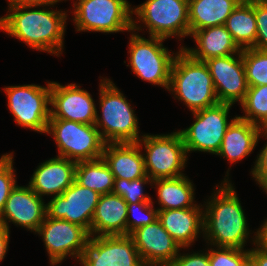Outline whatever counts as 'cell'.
<instances>
[{"label":"cell","instance_id":"484cf974","mask_svg":"<svg viewBox=\"0 0 267 266\" xmlns=\"http://www.w3.org/2000/svg\"><path fill=\"white\" fill-rule=\"evenodd\" d=\"M224 25L241 49L253 48L257 34L255 0L241 1Z\"/></svg>","mask_w":267,"mask_h":266},{"label":"cell","instance_id":"7a4b0ae2","mask_svg":"<svg viewBox=\"0 0 267 266\" xmlns=\"http://www.w3.org/2000/svg\"><path fill=\"white\" fill-rule=\"evenodd\" d=\"M225 179L207 202L202 232L211 245L243 249L250 231L236 191Z\"/></svg>","mask_w":267,"mask_h":266},{"label":"cell","instance_id":"ac0fdd59","mask_svg":"<svg viewBox=\"0 0 267 266\" xmlns=\"http://www.w3.org/2000/svg\"><path fill=\"white\" fill-rule=\"evenodd\" d=\"M47 215L43 199L29 186L16 185L11 191L0 215V225L9 231L8 222H13L36 232Z\"/></svg>","mask_w":267,"mask_h":266},{"label":"cell","instance_id":"60d3db41","mask_svg":"<svg viewBox=\"0 0 267 266\" xmlns=\"http://www.w3.org/2000/svg\"><path fill=\"white\" fill-rule=\"evenodd\" d=\"M9 231L0 225V262L4 259L9 243Z\"/></svg>","mask_w":267,"mask_h":266},{"label":"cell","instance_id":"8d00e7d4","mask_svg":"<svg viewBox=\"0 0 267 266\" xmlns=\"http://www.w3.org/2000/svg\"><path fill=\"white\" fill-rule=\"evenodd\" d=\"M169 266H211L208 253H192L177 255Z\"/></svg>","mask_w":267,"mask_h":266},{"label":"cell","instance_id":"9c48e42d","mask_svg":"<svg viewBox=\"0 0 267 266\" xmlns=\"http://www.w3.org/2000/svg\"><path fill=\"white\" fill-rule=\"evenodd\" d=\"M148 27L150 36L167 39L189 36L188 0H147L132 10Z\"/></svg>","mask_w":267,"mask_h":266},{"label":"cell","instance_id":"d4e9b609","mask_svg":"<svg viewBox=\"0 0 267 266\" xmlns=\"http://www.w3.org/2000/svg\"><path fill=\"white\" fill-rule=\"evenodd\" d=\"M242 0H188L190 35L206 27L224 25Z\"/></svg>","mask_w":267,"mask_h":266},{"label":"cell","instance_id":"4fadbf2b","mask_svg":"<svg viewBox=\"0 0 267 266\" xmlns=\"http://www.w3.org/2000/svg\"><path fill=\"white\" fill-rule=\"evenodd\" d=\"M100 194L76 181L46 204L47 216L83 227L91 236V224Z\"/></svg>","mask_w":267,"mask_h":266},{"label":"cell","instance_id":"30bf717a","mask_svg":"<svg viewBox=\"0 0 267 266\" xmlns=\"http://www.w3.org/2000/svg\"><path fill=\"white\" fill-rule=\"evenodd\" d=\"M232 104L218 103L192 112L195 122L185 130H179L186 152L201 151L217 154L230 122L228 113Z\"/></svg>","mask_w":267,"mask_h":266},{"label":"cell","instance_id":"3957f363","mask_svg":"<svg viewBox=\"0 0 267 266\" xmlns=\"http://www.w3.org/2000/svg\"><path fill=\"white\" fill-rule=\"evenodd\" d=\"M168 90H172L192 112L219 103L206 63L191 57L182 47L172 64Z\"/></svg>","mask_w":267,"mask_h":266},{"label":"cell","instance_id":"e575fe53","mask_svg":"<svg viewBox=\"0 0 267 266\" xmlns=\"http://www.w3.org/2000/svg\"><path fill=\"white\" fill-rule=\"evenodd\" d=\"M257 34L254 49L267 52V0H255Z\"/></svg>","mask_w":267,"mask_h":266},{"label":"cell","instance_id":"ba28073f","mask_svg":"<svg viewBox=\"0 0 267 266\" xmlns=\"http://www.w3.org/2000/svg\"><path fill=\"white\" fill-rule=\"evenodd\" d=\"M165 39L150 36L145 39L132 34L129 44V64L139 78L169 89L174 56L163 47Z\"/></svg>","mask_w":267,"mask_h":266},{"label":"cell","instance_id":"7c38bea8","mask_svg":"<svg viewBox=\"0 0 267 266\" xmlns=\"http://www.w3.org/2000/svg\"><path fill=\"white\" fill-rule=\"evenodd\" d=\"M36 233L43 238L51 265L62 262L67 255L80 261L90 237L83 227L47 215Z\"/></svg>","mask_w":267,"mask_h":266},{"label":"cell","instance_id":"83f0119b","mask_svg":"<svg viewBox=\"0 0 267 266\" xmlns=\"http://www.w3.org/2000/svg\"><path fill=\"white\" fill-rule=\"evenodd\" d=\"M75 181L100 195L112 193L114 176L103 158L77 162Z\"/></svg>","mask_w":267,"mask_h":266},{"label":"cell","instance_id":"5b68a950","mask_svg":"<svg viewBox=\"0 0 267 266\" xmlns=\"http://www.w3.org/2000/svg\"><path fill=\"white\" fill-rule=\"evenodd\" d=\"M46 133L55 138L59 157L76 163L102 158L106 142L94 124L49 119Z\"/></svg>","mask_w":267,"mask_h":266},{"label":"cell","instance_id":"d6986e66","mask_svg":"<svg viewBox=\"0 0 267 266\" xmlns=\"http://www.w3.org/2000/svg\"><path fill=\"white\" fill-rule=\"evenodd\" d=\"M77 163L64 157L41 163L33 173L29 187L41 198L43 195H61L75 181Z\"/></svg>","mask_w":267,"mask_h":266},{"label":"cell","instance_id":"6da1fadb","mask_svg":"<svg viewBox=\"0 0 267 266\" xmlns=\"http://www.w3.org/2000/svg\"><path fill=\"white\" fill-rule=\"evenodd\" d=\"M33 6L10 7L0 18V29L23 41L32 49L58 56L62 52L66 13L53 10H28ZM27 9L26 11H23Z\"/></svg>","mask_w":267,"mask_h":266},{"label":"cell","instance_id":"277c9868","mask_svg":"<svg viewBox=\"0 0 267 266\" xmlns=\"http://www.w3.org/2000/svg\"><path fill=\"white\" fill-rule=\"evenodd\" d=\"M100 107L102 117L96 114L95 127L108 143H135L140 140L138 120L130 103L110 79L101 80Z\"/></svg>","mask_w":267,"mask_h":266},{"label":"cell","instance_id":"f1b7e54d","mask_svg":"<svg viewBox=\"0 0 267 266\" xmlns=\"http://www.w3.org/2000/svg\"><path fill=\"white\" fill-rule=\"evenodd\" d=\"M241 106L245 116L238 117L261 127L267 121V85L249 87Z\"/></svg>","mask_w":267,"mask_h":266},{"label":"cell","instance_id":"d590c367","mask_svg":"<svg viewBox=\"0 0 267 266\" xmlns=\"http://www.w3.org/2000/svg\"><path fill=\"white\" fill-rule=\"evenodd\" d=\"M261 135L267 138V131H260V136ZM252 175L267 193V144L257 157L255 166L252 169Z\"/></svg>","mask_w":267,"mask_h":266},{"label":"cell","instance_id":"836d02e7","mask_svg":"<svg viewBox=\"0 0 267 266\" xmlns=\"http://www.w3.org/2000/svg\"><path fill=\"white\" fill-rule=\"evenodd\" d=\"M13 153L2 155L0 158V215L5 203L15 188L16 179L13 169Z\"/></svg>","mask_w":267,"mask_h":266},{"label":"cell","instance_id":"f35d334b","mask_svg":"<svg viewBox=\"0 0 267 266\" xmlns=\"http://www.w3.org/2000/svg\"><path fill=\"white\" fill-rule=\"evenodd\" d=\"M249 257L253 266H267V253L258 247L249 250Z\"/></svg>","mask_w":267,"mask_h":266},{"label":"cell","instance_id":"603a6c76","mask_svg":"<svg viewBox=\"0 0 267 266\" xmlns=\"http://www.w3.org/2000/svg\"><path fill=\"white\" fill-rule=\"evenodd\" d=\"M191 36L197 43V49L183 47V50L199 61H206L213 57L236 55L242 52L225 25L206 27L194 31Z\"/></svg>","mask_w":267,"mask_h":266},{"label":"cell","instance_id":"8992f818","mask_svg":"<svg viewBox=\"0 0 267 266\" xmlns=\"http://www.w3.org/2000/svg\"><path fill=\"white\" fill-rule=\"evenodd\" d=\"M74 3V22L77 31L117 33L141 30L132 19L126 0H78ZM138 26V27H136Z\"/></svg>","mask_w":267,"mask_h":266},{"label":"cell","instance_id":"9a60e30c","mask_svg":"<svg viewBox=\"0 0 267 266\" xmlns=\"http://www.w3.org/2000/svg\"><path fill=\"white\" fill-rule=\"evenodd\" d=\"M237 55L238 59L233 54L204 61L212 77L219 103H241L249 88L242 52Z\"/></svg>","mask_w":267,"mask_h":266},{"label":"cell","instance_id":"1f68e13d","mask_svg":"<svg viewBox=\"0 0 267 266\" xmlns=\"http://www.w3.org/2000/svg\"><path fill=\"white\" fill-rule=\"evenodd\" d=\"M207 252L211 266H247L250 263L249 250L218 247Z\"/></svg>","mask_w":267,"mask_h":266},{"label":"cell","instance_id":"5bb4252c","mask_svg":"<svg viewBox=\"0 0 267 266\" xmlns=\"http://www.w3.org/2000/svg\"><path fill=\"white\" fill-rule=\"evenodd\" d=\"M80 261L83 266H146L129 235L90 236Z\"/></svg>","mask_w":267,"mask_h":266},{"label":"cell","instance_id":"2e32d148","mask_svg":"<svg viewBox=\"0 0 267 266\" xmlns=\"http://www.w3.org/2000/svg\"><path fill=\"white\" fill-rule=\"evenodd\" d=\"M50 119H65L84 124H94L97 109L91 95L76 84L62 86L51 82ZM54 109V110H53Z\"/></svg>","mask_w":267,"mask_h":266},{"label":"cell","instance_id":"f546056e","mask_svg":"<svg viewBox=\"0 0 267 266\" xmlns=\"http://www.w3.org/2000/svg\"><path fill=\"white\" fill-rule=\"evenodd\" d=\"M249 87L267 85V52L254 48L242 49Z\"/></svg>","mask_w":267,"mask_h":266},{"label":"cell","instance_id":"52a82bcc","mask_svg":"<svg viewBox=\"0 0 267 266\" xmlns=\"http://www.w3.org/2000/svg\"><path fill=\"white\" fill-rule=\"evenodd\" d=\"M142 137L137 143L145 146L146 154H143L145 170L152 181L183 176L180 171L185 167L188 157L179 131L166 135H142Z\"/></svg>","mask_w":267,"mask_h":266},{"label":"cell","instance_id":"e0dca14e","mask_svg":"<svg viewBox=\"0 0 267 266\" xmlns=\"http://www.w3.org/2000/svg\"><path fill=\"white\" fill-rule=\"evenodd\" d=\"M129 236L146 266H168L181 249L158 219L136 229Z\"/></svg>","mask_w":267,"mask_h":266},{"label":"cell","instance_id":"b9f144b4","mask_svg":"<svg viewBox=\"0 0 267 266\" xmlns=\"http://www.w3.org/2000/svg\"><path fill=\"white\" fill-rule=\"evenodd\" d=\"M260 128L261 131H267V121Z\"/></svg>","mask_w":267,"mask_h":266},{"label":"cell","instance_id":"ab89813d","mask_svg":"<svg viewBox=\"0 0 267 266\" xmlns=\"http://www.w3.org/2000/svg\"><path fill=\"white\" fill-rule=\"evenodd\" d=\"M254 244L262 251L267 253V219L263 223L262 227L257 230Z\"/></svg>","mask_w":267,"mask_h":266},{"label":"cell","instance_id":"d6a6232c","mask_svg":"<svg viewBox=\"0 0 267 266\" xmlns=\"http://www.w3.org/2000/svg\"><path fill=\"white\" fill-rule=\"evenodd\" d=\"M153 202H140V203H133V204H127V235H130L133 231H135L136 229L143 227L147 224H151L153 223L155 220L158 219V210L153 209ZM136 210H141L139 212L144 214L143 216L139 215L137 216V214L135 213ZM137 211V212H138ZM139 213V214H141ZM133 214V215H132ZM134 214L136 216H134ZM132 215L134 218H132L133 220L130 219V216ZM146 215V216H145Z\"/></svg>","mask_w":267,"mask_h":266},{"label":"cell","instance_id":"74e56055","mask_svg":"<svg viewBox=\"0 0 267 266\" xmlns=\"http://www.w3.org/2000/svg\"><path fill=\"white\" fill-rule=\"evenodd\" d=\"M9 1V8L10 7H18V6H47V5H54L55 3L61 0H8Z\"/></svg>","mask_w":267,"mask_h":266},{"label":"cell","instance_id":"44dd1931","mask_svg":"<svg viewBox=\"0 0 267 266\" xmlns=\"http://www.w3.org/2000/svg\"><path fill=\"white\" fill-rule=\"evenodd\" d=\"M127 202L119 195H100L91 224V236L127 235ZM95 234V235H93Z\"/></svg>","mask_w":267,"mask_h":266},{"label":"cell","instance_id":"4316f807","mask_svg":"<svg viewBox=\"0 0 267 266\" xmlns=\"http://www.w3.org/2000/svg\"><path fill=\"white\" fill-rule=\"evenodd\" d=\"M152 182L158 187V202L161 208L157 210L183 209L196 206V204H193V184L186 176L156 179Z\"/></svg>","mask_w":267,"mask_h":266},{"label":"cell","instance_id":"8fae6325","mask_svg":"<svg viewBox=\"0 0 267 266\" xmlns=\"http://www.w3.org/2000/svg\"><path fill=\"white\" fill-rule=\"evenodd\" d=\"M50 90L39 85L8 86L4 88L8 96V107L18 125L40 133H46L50 119Z\"/></svg>","mask_w":267,"mask_h":266},{"label":"cell","instance_id":"ffe728a7","mask_svg":"<svg viewBox=\"0 0 267 266\" xmlns=\"http://www.w3.org/2000/svg\"><path fill=\"white\" fill-rule=\"evenodd\" d=\"M141 145L135 143H108L104 147L103 160L107 163L114 178L129 181L146 177L144 155Z\"/></svg>","mask_w":267,"mask_h":266},{"label":"cell","instance_id":"7402d4cb","mask_svg":"<svg viewBox=\"0 0 267 266\" xmlns=\"http://www.w3.org/2000/svg\"><path fill=\"white\" fill-rule=\"evenodd\" d=\"M158 220L170 236L186 248L203 230V211L199 205L191 208L158 210Z\"/></svg>","mask_w":267,"mask_h":266},{"label":"cell","instance_id":"cb8c5ba5","mask_svg":"<svg viewBox=\"0 0 267 266\" xmlns=\"http://www.w3.org/2000/svg\"><path fill=\"white\" fill-rule=\"evenodd\" d=\"M260 131V126L236 116L228 126L216 155L225 157L230 163L240 161L254 150Z\"/></svg>","mask_w":267,"mask_h":266},{"label":"cell","instance_id":"4dcf8cb0","mask_svg":"<svg viewBox=\"0 0 267 266\" xmlns=\"http://www.w3.org/2000/svg\"><path fill=\"white\" fill-rule=\"evenodd\" d=\"M148 182H150V184L152 183V180L148 176L132 181L114 178L112 193L121 196L127 204L152 202L149 195H144L142 190V185Z\"/></svg>","mask_w":267,"mask_h":266}]
</instances>
